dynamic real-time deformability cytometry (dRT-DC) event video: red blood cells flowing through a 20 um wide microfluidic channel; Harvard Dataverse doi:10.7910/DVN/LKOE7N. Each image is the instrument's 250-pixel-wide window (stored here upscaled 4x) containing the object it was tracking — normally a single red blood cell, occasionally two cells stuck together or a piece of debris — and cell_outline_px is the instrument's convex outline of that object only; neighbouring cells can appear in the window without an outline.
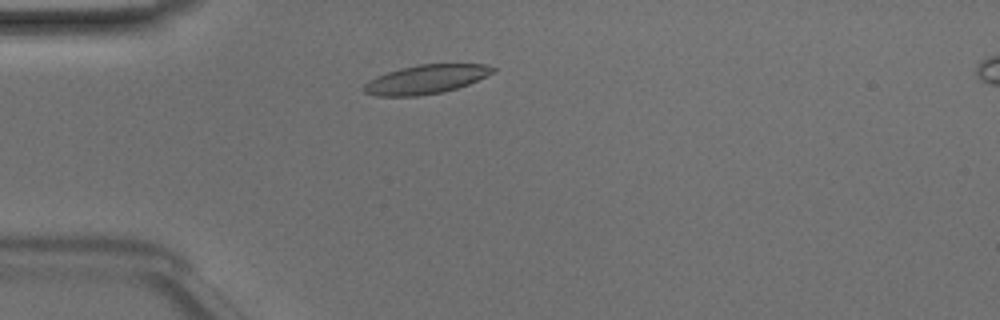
{"species": "Egyptian fruit bat (a non-hibernating species)", "species_latin": "Rousettus aegyptiacus", "temperature_condition": "room temperature", "stored_images_in_passage": 43, "camera_frame_rate_fps": 3000, "um_per_image_px": 0.085, "animal": {"sex": "male"}, "frame": {"image": 1, "passage_image": 7, "time_ms": 2.0, "image_size_px": [1000, 320], "cell_outline_px": [[496, 72], [468, 84], [456, 88], [440, 92], [416, 96], [376, 96], [364, 92], [360, 88], [368, 80], [376, 76], [400, 68], [420, 64], [484, 64], [496, 68]], "centroid_in_image_um": [36.17, 6.74], "position_along_channel_um": 48.8, "area_um2": 21.73}}
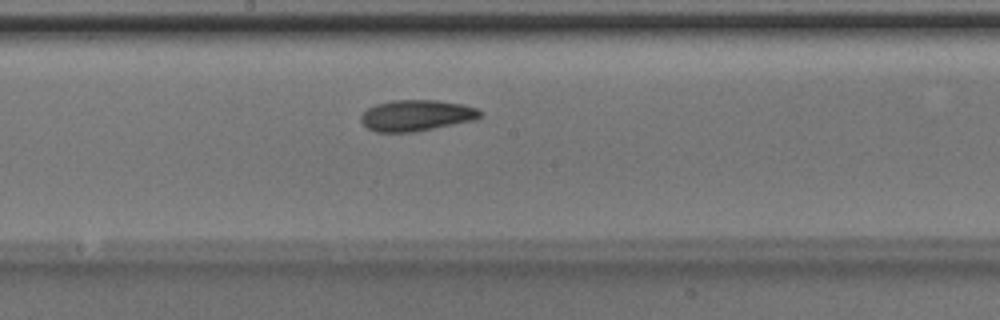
{"frame": {"image": 2, "passage_image": 20, "time_ms": 6.333, "image_size_px": [1000, 320], "cell_outline_px": [[480, 116], [476, 120], [416, 132], [376, 132], [368, 128], [360, 120], [360, 116], [368, 108], [376, 104], [392, 100], [436, 100], [464, 104], [476, 108], [480, 112]], "centroid_in_image_um": [35.4, 9.81], "position_along_channel_um": 212.8, "area_um2": 21.68}}
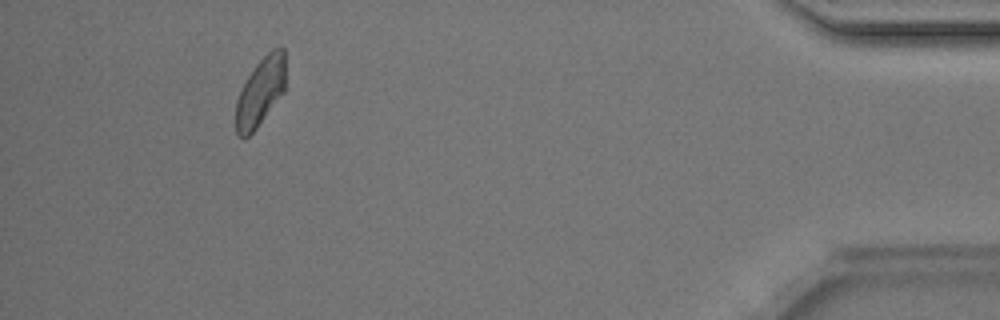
{"frame": {"image": 3, "passage_image": 39, "time_ms": 12.667, "image_size_px": [1000, 320], "cell_outline_px": [[284, 92], [256, 128], [248, 136], [240, 136], [236, 132], [236, 100], [248, 76], [256, 64], [272, 48], [284, 48]], "centroid_in_image_um": [22.13, 7.8], "position_along_channel_um": 413.1, "area_um2": 19.31}, "authors_computed_cell_mechanics": {"area_um2": 21.1548, "velocity_mm_per_s": 4.1329, "shape_relaxation_time_tau1_ms": 3.6599, "shape_relaxation_time_tau2_ms": 5.3813, "deformation_change_tau1": 0.1122, "deformation_change_tau2": 0.1237}}